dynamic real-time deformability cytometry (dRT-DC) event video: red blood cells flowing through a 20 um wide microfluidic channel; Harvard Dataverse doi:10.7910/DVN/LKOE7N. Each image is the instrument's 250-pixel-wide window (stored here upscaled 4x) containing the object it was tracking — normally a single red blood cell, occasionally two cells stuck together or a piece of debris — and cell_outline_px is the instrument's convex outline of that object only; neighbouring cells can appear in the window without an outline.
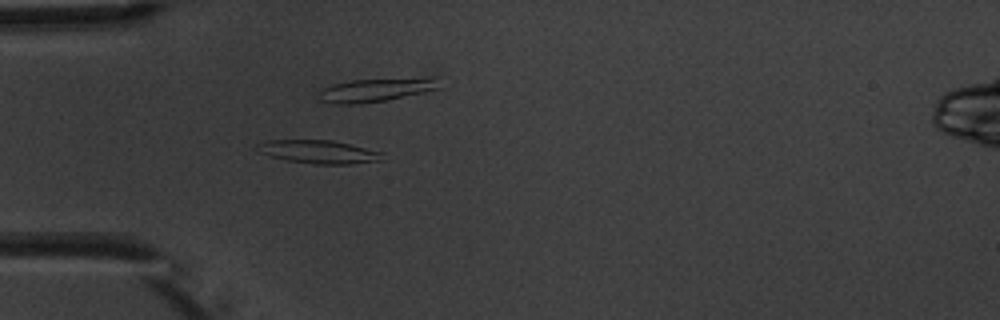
{"species": "common noctule bat (a hibernating species)", "species_latin": "Nyctalus noctula", "temperature_condition": "warm", "stored_images_in_passage": 4, "camera_frame_rate_fps": 3000, "um_per_image_px": 0.085, "animal": {"sex": "male", "body_mass_g": 20.1, "forearm_length_mm": 53.5}, "frame": {"image": 1, "passage_image": 4, "time_ms": 3.333, "image_size_px": [1000, 320], "cell_outline_px": [[384, 152], [380, 160], [348, 164], [316, 164], [288, 160], [272, 156], [260, 152], [252, 148], [256, 144], [264, 140], [332, 140]], "centroid_in_image_um": [27.03, 12.89], "position_along_channel_um": 58.0, "area_um2": 16.88}}